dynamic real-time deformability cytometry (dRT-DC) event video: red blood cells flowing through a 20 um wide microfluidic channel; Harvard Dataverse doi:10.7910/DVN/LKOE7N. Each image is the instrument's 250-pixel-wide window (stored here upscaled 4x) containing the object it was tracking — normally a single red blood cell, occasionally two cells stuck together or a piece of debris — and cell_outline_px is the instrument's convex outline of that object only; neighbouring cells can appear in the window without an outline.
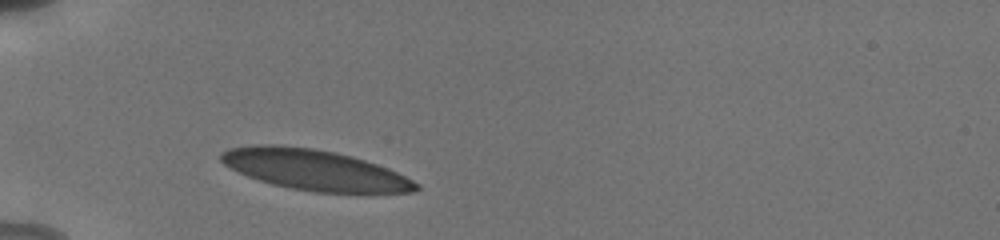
{"species": "human", "species_latin": "Homo sapiens", "temperature_condition": "cold", "stored_images_in_passage": 3, "camera_frame_rate_fps": 3000, "um_per_image_px": 0.085, "donor": {"sex": "male"}, "frame": {"image": 1, "passage_image": 1, "time_ms": 0.0, "image_size_px": [1000, 240], "cell_outline_px": [[420, 188], [416, 192], [372, 196], [364, 196], [312, 192], [272, 184], [248, 176], [224, 164], [220, 160], [220, 152], [228, 148], [252, 144], [280, 144], [312, 148], [352, 156], [388, 168], [420, 184]], "centroid_in_image_um": [26.85, 14.49], "position_along_channel_um": 58.1, "area_um2": 47.45}}
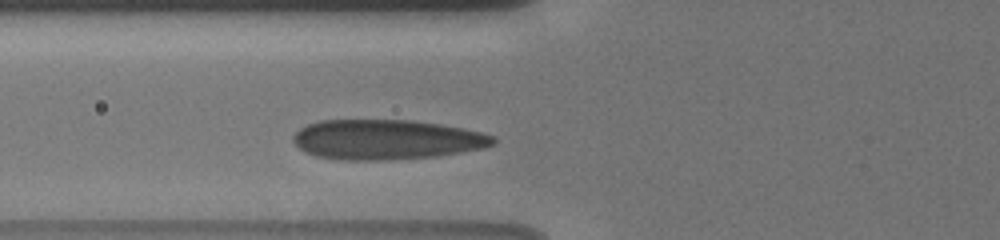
{"frame": {"image": 2, "passage_image": 3, "time_ms": 1.333, "image_size_px": [1000, 240], "cell_outline_px": [[496, 140], [492, 144], [484, 148], [436, 156], [392, 160], [340, 160], [316, 156], [304, 152], [292, 140], [292, 136], [300, 128], [308, 124], [320, 120], [412, 120], [440, 124], [464, 128], [484, 132], [492, 136]], "centroid_in_image_um": [32.83, 11.86], "position_along_channel_um": 93.0, "area_um2": 46.7}}